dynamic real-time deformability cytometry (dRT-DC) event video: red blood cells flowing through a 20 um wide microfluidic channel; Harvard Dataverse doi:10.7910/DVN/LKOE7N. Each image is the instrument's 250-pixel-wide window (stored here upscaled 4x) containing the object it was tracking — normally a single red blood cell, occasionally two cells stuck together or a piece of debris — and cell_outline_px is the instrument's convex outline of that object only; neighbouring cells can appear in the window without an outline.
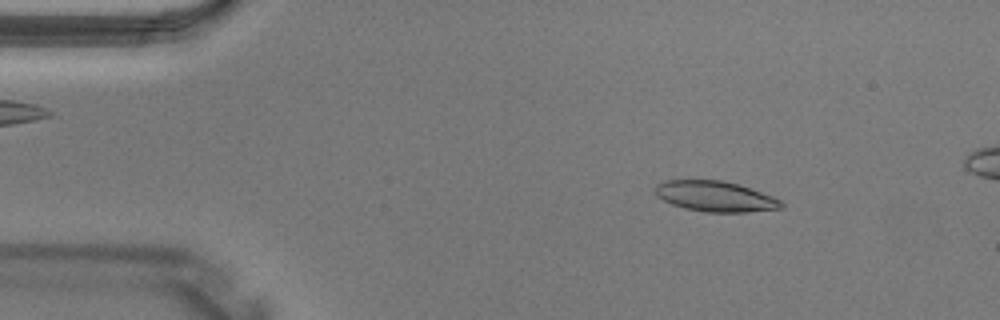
{"species": "Egyptian fruit bat (a non-hibernating species)", "species_latin": "Rousettus aegyptiacus", "temperature_condition": "warm", "stored_images_in_passage": 3, "camera_frame_rate_fps": 3000, "um_per_image_px": 0.085, "animal": {"sex": "male"}, "frame": {"image": 1, "passage_image": 2, "time_ms": 0.333, "image_size_px": [1000, 320], "cell_outline_px": [[784, 208], [748, 212], [704, 212], [684, 208], [672, 204], [656, 196], [656, 184], [664, 180], [724, 180], [740, 184], [772, 196], [780, 200], [784, 204]], "centroid_in_image_um": [60.81, 16.69], "position_along_channel_um": 24.2, "area_um2": 22.54}}